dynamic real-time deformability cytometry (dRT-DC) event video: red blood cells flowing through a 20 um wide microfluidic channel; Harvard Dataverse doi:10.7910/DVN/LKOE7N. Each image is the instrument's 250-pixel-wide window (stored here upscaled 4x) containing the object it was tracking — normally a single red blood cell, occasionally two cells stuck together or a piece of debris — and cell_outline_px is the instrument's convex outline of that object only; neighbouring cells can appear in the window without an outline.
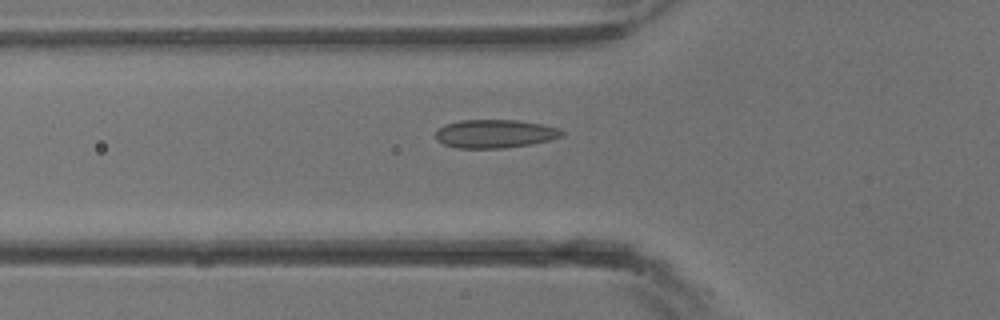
{"species": "common noctule bat (a hibernating species)", "species_latin": "Nyctalus noctula", "temperature_condition": "warm", "stored_images_in_passage": 17, "camera_frame_rate_fps": 3000, "um_per_image_px": 0.085, "animal": {"sex": "male", "body_mass_g": 13.3}, "frame": {"image": 1, "passage_image": 11, "time_ms": 3.333, "image_size_px": [1000, 320], "cell_outline_px": [[564, 136], [548, 140], [528, 144], [504, 148], [456, 148], [444, 144], [436, 140], [436, 132], [444, 124], [460, 120], [516, 120], [540, 124], [560, 128], [564, 132]], "centroid_in_image_um": [42.05, 11.36], "position_along_channel_um": 83.7, "area_um2": 20.81}}
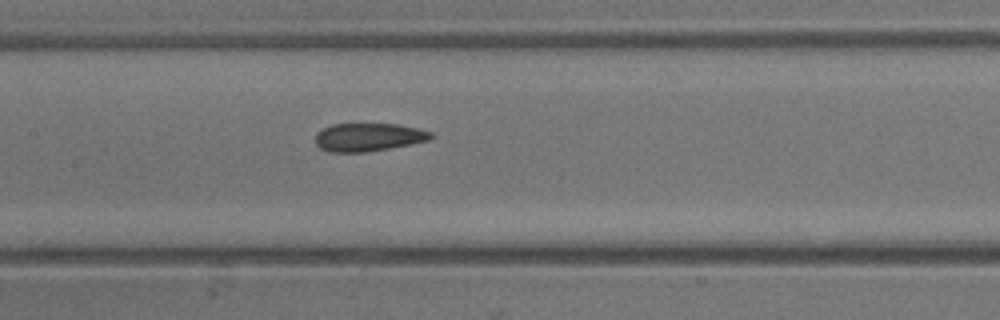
{"frame": {"image": 2, "passage_image": 15, "time_ms": 4.667, "image_size_px": [1000, 320], "cell_outline_px": [[432, 136], [428, 140], [388, 148], [364, 152], [328, 152], [320, 148], [316, 144], [316, 132], [332, 124], [396, 124], [420, 128], [432, 132]], "centroid_in_image_um": [31.28, 11.65], "position_along_channel_um": 176.1, "area_um2": 18.79}}
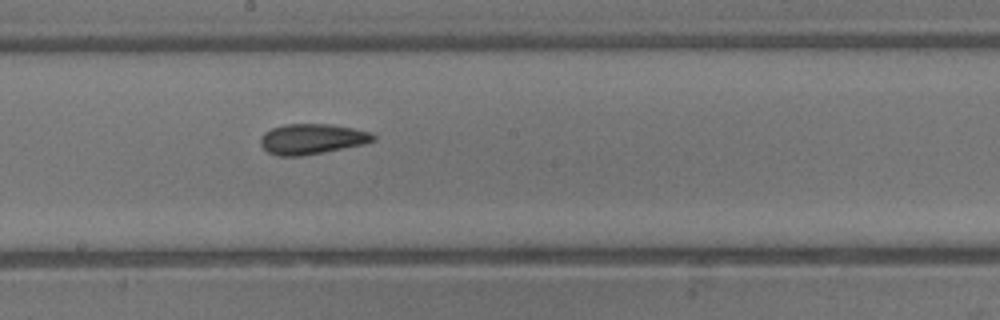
{"frame": {"image": 3, "passage_image": 17, "time_ms": 5.333, "image_size_px": [1000, 320], "cell_outline_px": [[376, 140], [364, 144], [324, 152], [300, 156], [276, 156], [268, 152], [260, 144], [260, 140], [264, 132], [272, 128], [284, 124], [332, 124], [372, 132], [376, 136]], "centroid_in_image_um": [26.53, 11.81], "position_along_channel_um": 221.7, "area_um2": 20.06}}